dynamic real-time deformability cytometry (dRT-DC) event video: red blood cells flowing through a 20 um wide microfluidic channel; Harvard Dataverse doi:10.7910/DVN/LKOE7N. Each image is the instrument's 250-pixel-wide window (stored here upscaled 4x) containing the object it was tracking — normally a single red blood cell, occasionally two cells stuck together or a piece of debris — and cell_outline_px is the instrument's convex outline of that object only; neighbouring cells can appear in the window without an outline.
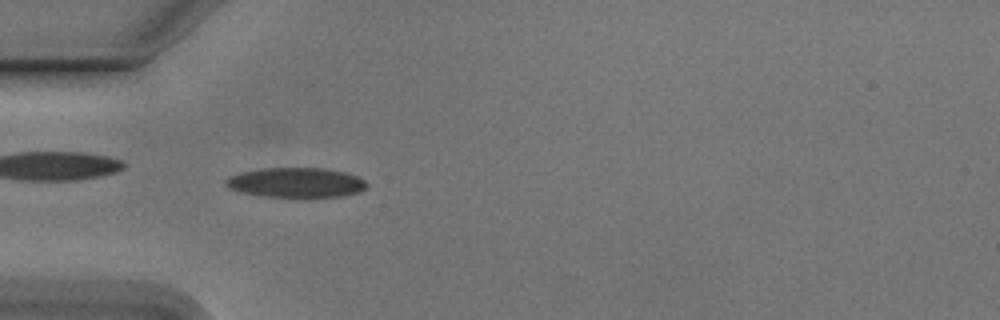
{"species": "Egyptian fruit bat (a non-hibernating species)", "species_latin": "Rousettus aegyptiacus", "temperature_condition": "cold", "stored_images_in_passage": 53, "camera_frame_rate_fps": 3000, "um_per_image_px": 0.085, "animal": {"sex": "male"}, "frame": {"image": 1, "passage_image": 16, "time_ms": 5.0, "image_size_px": [1000, 320], "cell_outline_px": [[368, 184], [360, 192], [344, 196], [304, 200], [300, 200], [260, 196], [240, 192], [228, 188], [224, 184], [224, 180], [228, 176], [240, 172], [264, 168], [320, 168], [344, 172], [356, 176], [364, 180]], "centroid_in_image_um": [25.13, 15.57], "position_along_channel_um": 59.9, "area_um2": 25.61}}
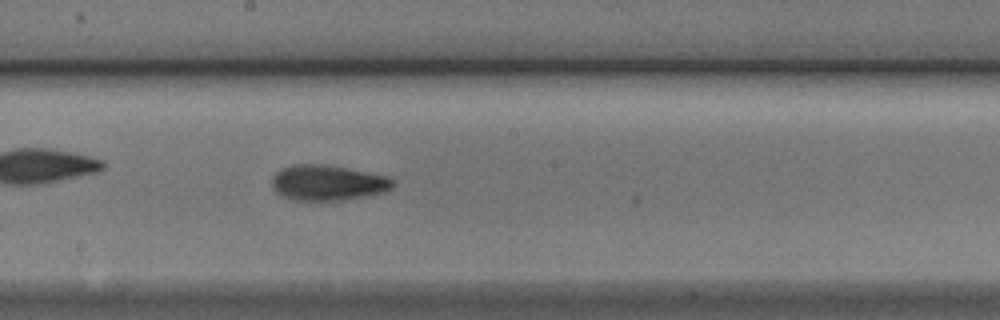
{"frame": {"image": 2, "passage_image": 29, "time_ms": 9.333, "image_size_px": [1000, 320], "cell_outline_px": [[396, 184], [392, 188], [384, 192], [372, 196], [340, 200], [292, 200], [280, 196], [276, 192], [272, 184], [272, 176], [280, 168], [292, 164], [324, 164], [348, 168], [388, 176], [396, 180]], "centroid_in_image_um": [27.88, 15.53], "position_along_channel_um": 220.3, "area_um2": 25.49}}
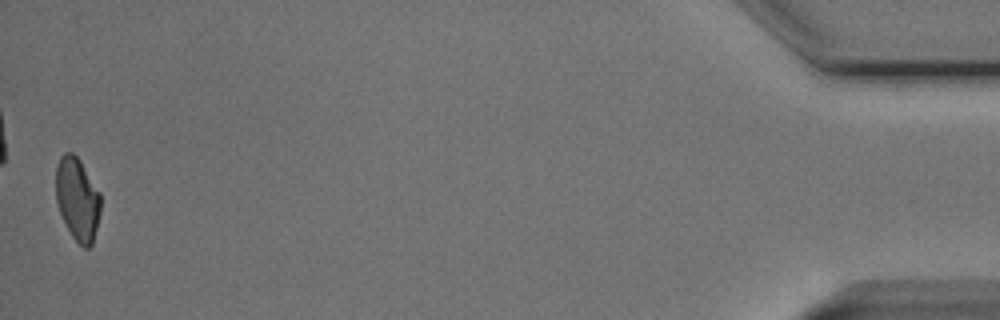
{"frame": {"image": 3, "passage_image": 53, "time_ms": 17.333, "image_size_px": [1000, 320], "cell_outline_px": [[100, 212], [92, 244], [88, 248], [84, 248], [72, 236], [60, 212], [56, 200], [56, 168], [60, 156], [64, 152], [72, 152], [80, 160], [100, 192]], "centroid_in_image_um": [6.58, 16.89], "position_along_channel_um": 428.6, "area_um2": 21.44}, "authors_computed_cell_mechanics": {"area_um2": 23.3512, "velocity_mm_per_s": 3.7854, "shape_relaxation_time_tau1_ms": 4.9277, "shape_relaxation_time_tau2_ms": 2.0836, "deformation_change_tau1": 0.1295, "deformation_change_tau2": 0.0897}}